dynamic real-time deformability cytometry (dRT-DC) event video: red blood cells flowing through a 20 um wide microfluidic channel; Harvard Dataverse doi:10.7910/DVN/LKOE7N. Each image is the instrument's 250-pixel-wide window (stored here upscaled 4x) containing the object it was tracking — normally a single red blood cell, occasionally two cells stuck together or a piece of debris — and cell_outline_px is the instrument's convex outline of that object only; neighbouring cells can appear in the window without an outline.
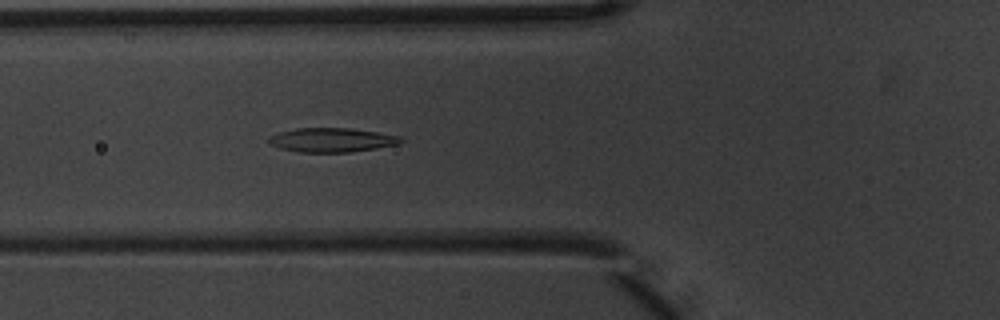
{"species": "common noctule bat (a hibernating species)", "species_latin": "Nyctalus noctula", "temperature_condition": "warm", "stored_images_in_passage": 5, "camera_frame_rate_fps": 3000, "um_per_image_px": 0.085, "animal": {"sex": "male", "body_mass_g": 20.1, "forearm_length_mm": 53.5}, "frame": {"image": 1, "passage_image": 5, "time_ms": 1.333, "image_size_px": [1000, 320], "cell_outline_px": [[404, 140], [396, 144], [376, 148], [352, 152], [300, 152], [280, 148], [268, 144], [268, 136], [280, 132], [296, 128], [352, 128], [400, 136]], "centroid_in_image_um": [28.16, 11.9], "position_along_channel_um": 97.6, "area_um2": 18.55}}